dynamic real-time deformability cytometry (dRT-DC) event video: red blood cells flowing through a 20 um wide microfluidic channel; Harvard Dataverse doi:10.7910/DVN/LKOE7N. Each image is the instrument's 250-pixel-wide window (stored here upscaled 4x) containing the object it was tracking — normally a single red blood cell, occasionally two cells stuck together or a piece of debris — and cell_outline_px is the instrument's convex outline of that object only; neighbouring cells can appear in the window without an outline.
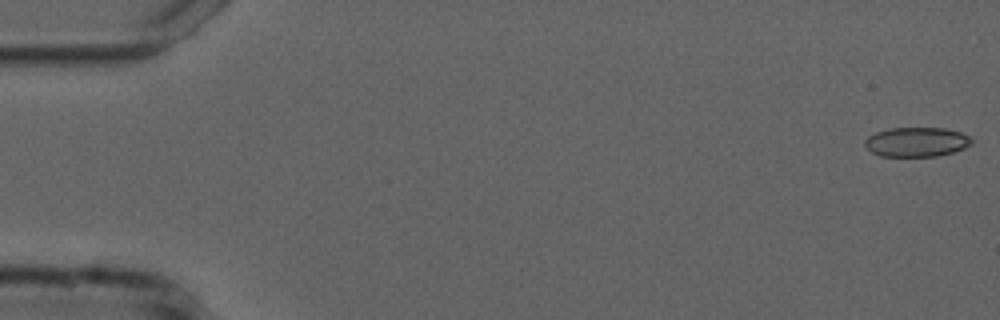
{"species": "common noctule bat (a hibernating species)", "species_latin": "Nyctalus noctula", "temperature_condition": "cold", "stored_images_in_passage": 7, "camera_frame_rate_fps": 3000, "um_per_image_px": 0.085, "animal": {"sex": "male", "forearm_length_mm": 52.5}, "frame": {"image": 1, "passage_image": 1, "time_ms": 0.0, "image_size_px": [1000, 320], "cell_outline_px": [[972, 144], [964, 148], [952, 152], [936, 156], [880, 156], [872, 152], [864, 144], [864, 140], [868, 136], [876, 132], [888, 128], [944, 128], [960, 132], [972, 136]], "centroid_in_image_um": [77.92, 12.06], "position_along_channel_um": 7.1, "area_um2": 18.38}}